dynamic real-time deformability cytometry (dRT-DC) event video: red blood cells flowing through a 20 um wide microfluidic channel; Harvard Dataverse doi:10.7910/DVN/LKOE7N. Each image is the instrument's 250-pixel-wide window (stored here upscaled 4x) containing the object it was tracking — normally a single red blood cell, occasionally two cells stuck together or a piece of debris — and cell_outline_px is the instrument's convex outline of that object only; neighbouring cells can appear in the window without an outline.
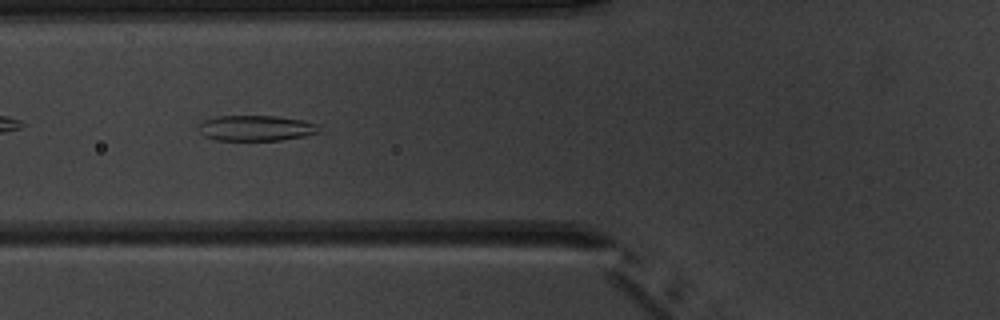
{"species": "common noctule bat (a hibernating species)", "species_latin": "Nyctalus noctula", "temperature_condition": "warm", "stored_images_in_passage": 6, "camera_frame_rate_fps": 3000, "um_per_image_px": 0.085, "animal": {"sex": "male", "body_mass_g": 20.1, "forearm_length_mm": 53.5}, "frame": {"image": 1, "passage_image": 6, "time_ms": 6.0, "image_size_px": [1000, 320], "cell_outline_px": [[320, 132], [304, 136], [280, 140], [216, 140], [204, 136], [200, 132], [200, 124], [204, 120], [216, 116], [276, 116], [304, 120], [320, 124]], "centroid_in_image_um": [21.81, 10.88], "position_along_channel_um": 104.0, "area_um2": 17.98}}